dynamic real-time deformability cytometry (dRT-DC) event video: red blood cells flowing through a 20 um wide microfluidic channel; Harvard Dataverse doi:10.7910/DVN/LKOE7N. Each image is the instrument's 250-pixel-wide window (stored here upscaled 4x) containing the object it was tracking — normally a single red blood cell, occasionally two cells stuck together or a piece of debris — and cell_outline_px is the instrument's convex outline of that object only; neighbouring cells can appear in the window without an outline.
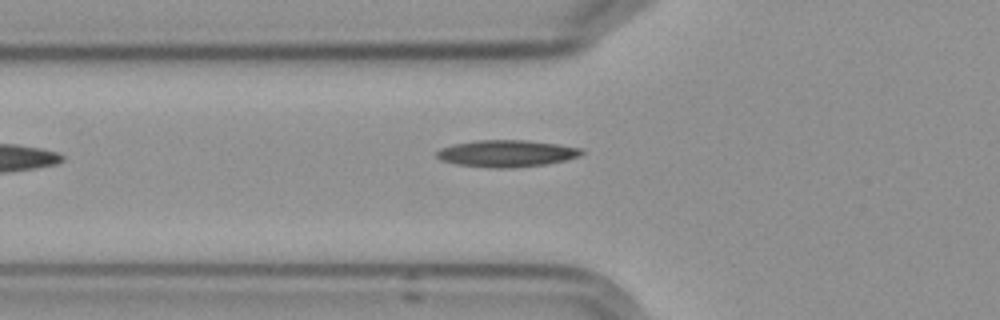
{"species": "Egyptian fruit bat (a non-hibernating species)", "species_latin": "Rousettus aegyptiacus", "temperature_condition": "cold", "stored_images_in_passage": 6, "camera_frame_rate_fps": 3000, "um_per_image_px": 0.085, "frame": {"image": 1, "passage_image": 6, "time_ms": 6.667, "image_size_px": [1000, 320], "cell_outline_px": [[584, 152], [580, 156], [564, 160], [544, 164], [516, 168], [488, 168], [456, 164], [440, 160], [436, 156], [436, 152], [440, 148], [452, 144], [476, 140], [528, 140], [560, 144], [584, 148]], "centroid_in_image_um": [43.06, 13.04], "position_along_channel_um": 82.7, "area_um2": 23.0}}